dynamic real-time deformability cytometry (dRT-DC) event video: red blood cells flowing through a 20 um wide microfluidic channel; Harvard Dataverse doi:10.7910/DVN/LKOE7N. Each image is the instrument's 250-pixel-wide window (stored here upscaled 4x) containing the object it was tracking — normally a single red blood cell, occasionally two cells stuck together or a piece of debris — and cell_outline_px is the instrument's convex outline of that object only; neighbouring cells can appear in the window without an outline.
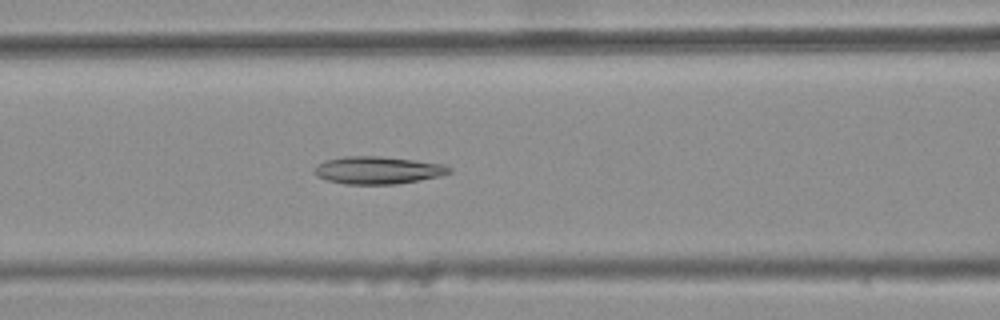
{"species": "common noctule bat (a hibernating species)", "species_latin": "Nyctalus noctula", "temperature_condition": "warm", "stored_images_in_passage": 38, "camera_frame_rate_fps": 3000, "um_per_image_px": 0.085, "animal": {"sex": "female", "body_mass_g": 25.1}, "frame": {"image": 1, "passage_image": 16, "time_ms": 5.0, "image_size_px": [1000, 320], "cell_outline_px": [[452, 172], [440, 176], [396, 184], [344, 184], [328, 180], [316, 176], [316, 164], [324, 160], [344, 156], [380, 156], [444, 164], [452, 168]], "centroid_in_image_um": [32.11, 14.46], "position_along_channel_um": 134.5, "area_um2": 21.56}}
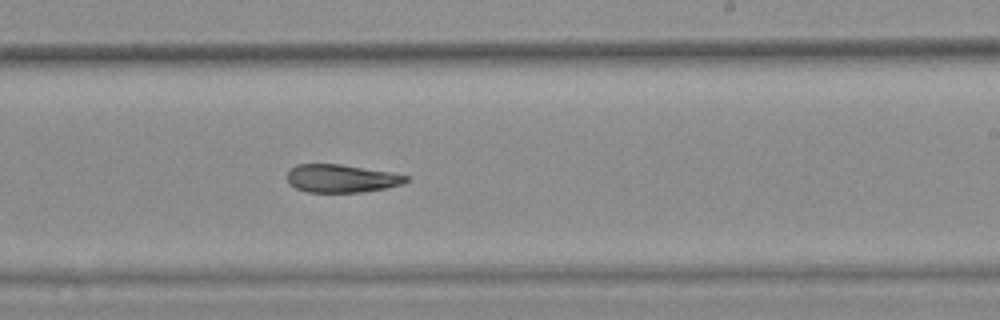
{"frame": {"image": 2, "passage_image": 26, "time_ms": 8.333, "image_size_px": [1000, 320], "cell_outline_px": [[408, 180], [404, 184], [384, 188], [360, 192], [308, 192], [296, 188], [288, 180], [288, 172], [296, 164], [340, 164], [392, 172], [408, 176]], "centroid_in_image_um": [29.05, 15.16], "position_along_channel_um": 260.0, "area_um2": 19.25}}
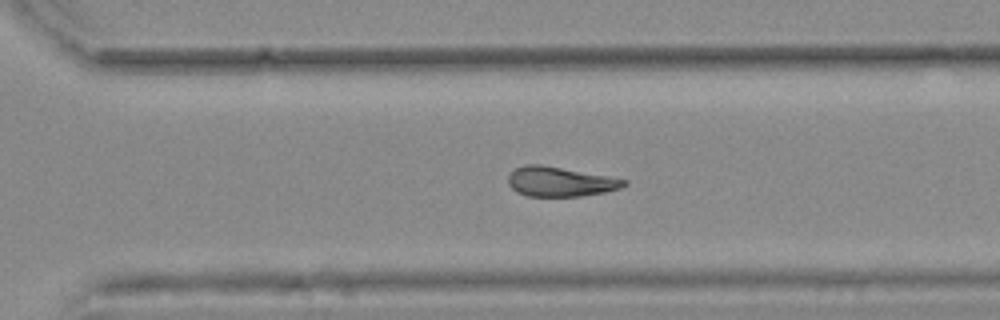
{"frame": {"image": 3, "passage_image": 31, "time_ms": 10.0, "image_size_px": [1000, 320], "cell_outline_px": [[628, 184], [620, 188], [604, 192], [580, 196], [528, 196], [516, 192], [508, 184], [508, 172], [524, 164], [540, 164], [628, 180]], "centroid_in_image_um": [47.56, 15.44], "position_along_channel_um": 323.0, "area_um2": 19.94}}